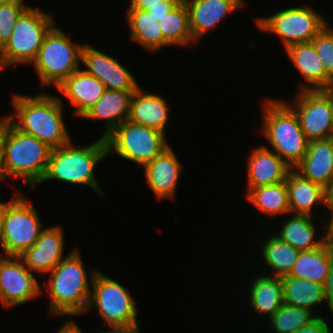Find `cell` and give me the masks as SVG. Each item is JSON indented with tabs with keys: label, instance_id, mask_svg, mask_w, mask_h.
<instances>
[{
	"label": "cell",
	"instance_id": "6da1fadb",
	"mask_svg": "<svg viewBox=\"0 0 333 333\" xmlns=\"http://www.w3.org/2000/svg\"><path fill=\"white\" fill-rule=\"evenodd\" d=\"M12 104L14 116L10 114L5 118L19 131L34 136L52 149L72 141L63 120L64 103L59 97L47 93L34 97L14 93Z\"/></svg>",
	"mask_w": 333,
	"mask_h": 333
},
{
	"label": "cell",
	"instance_id": "7a4b0ae2",
	"mask_svg": "<svg viewBox=\"0 0 333 333\" xmlns=\"http://www.w3.org/2000/svg\"><path fill=\"white\" fill-rule=\"evenodd\" d=\"M52 148L16 129L4 116L2 180L20 178L31 190L41 184Z\"/></svg>",
	"mask_w": 333,
	"mask_h": 333
},
{
	"label": "cell",
	"instance_id": "3957f363",
	"mask_svg": "<svg viewBox=\"0 0 333 333\" xmlns=\"http://www.w3.org/2000/svg\"><path fill=\"white\" fill-rule=\"evenodd\" d=\"M49 274L51 314L77 316L87 313L92 284L78 247L72 249Z\"/></svg>",
	"mask_w": 333,
	"mask_h": 333
},
{
	"label": "cell",
	"instance_id": "277c9868",
	"mask_svg": "<svg viewBox=\"0 0 333 333\" xmlns=\"http://www.w3.org/2000/svg\"><path fill=\"white\" fill-rule=\"evenodd\" d=\"M79 147L69 142L52 149L42 182L56 179L75 185H86L103 196L104 192L94 176V169L97 163L108 156L106 140L101 137L87 147Z\"/></svg>",
	"mask_w": 333,
	"mask_h": 333
},
{
	"label": "cell",
	"instance_id": "5b68a950",
	"mask_svg": "<svg viewBox=\"0 0 333 333\" xmlns=\"http://www.w3.org/2000/svg\"><path fill=\"white\" fill-rule=\"evenodd\" d=\"M263 105L260 130L272 151L294 168L304 158L309 145L297 115L280 99L269 98Z\"/></svg>",
	"mask_w": 333,
	"mask_h": 333
},
{
	"label": "cell",
	"instance_id": "8992f818",
	"mask_svg": "<svg viewBox=\"0 0 333 333\" xmlns=\"http://www.w3.org/2000/svg\"><path fill=\"white\" fill-rule=\"evenodd\" d=\"M84 45L70 40L60 28L54 25L45 35L42 46L32 62L39 75L40 84L57 88L73 72L81 67Z\"/></svg>",
	"mask_w": 333,
	"mask_h": 333
},
{
	"label": "cell",
	"instance_id": "52a82bcc",
	"mask_svg": "<svg viewBox=\"0 0 333 333\" xmlns=\"http://www.w3.org/2000/svg\"><path fill=\"white\" fill-rule=\"evenodd\" d=\"M54 25L52 14L29 6L18 18L9 41L0 50V69L18 63L32 65L45 35Z\"/></svg>",
	"mask_w": 333,
	"mask_h": 333
},
{
	"label": "cell",
	"instance_id": "ba28073f",
	"mask_svg": "<svg viewBox=\"0 0 333 333\" xmlns=\"http://www.w3.org/2000/svg\"><path fill=\"white\" fill-rule=\"evenodd\" d=\"M9 202H3V232L1 248L6 256H19L40 237L42 226L35 207L15 192Z\"/></svg>",
	"mask_w": 333,
	"mask_h": 333
},
{
	"label": "cell",
	"instance_id": "9c48e42d",
	"mask_svg": "<svg viewBox=\"0 0 333 333\" xmlns=\"http://www.w3.org/2000/svg\"><path fill=\"white\" fill-rule=\"evenodd\" d=\"M165 138V133L125 120L105 138L107 155L117 153L127 161L144 166L170 146Z\"/></svg>",
	"mask_w": 333,
	"mask_h": 333
},
{
	"label": "cell",
	"instance_id": "30bf717a",
	"mask_svg": "<svg viewBox=\"0 0 333 333\" xmlns=\"http://www.w3.org/2000/svg\"><path fill=\"white\" fill-rule=\"evenodd\" d=\"M90 279L92 291L87 311L94 306L107 326L138 324L135 300L125 287L97 270Z\"/></svg>",
	"mask_w": 333,
	"mask_h": 333
},
{
	"label": "cell",
	"instance_id": "8fae6325",
	"mask_svg": "<svg viewBox=\"0 0 333 333\" xmlns=\"http://www.w3.org/2000/svg\"><path fill=\"white\" fill-rule=\"evenodd\" d=\"M255 20L262 31L280 37L285 49L296 43L311 42L328 24L325 18L309 5L289 7L269 17Z\"/></svg>",
	"mask_w": 333,
	"mask_h": 333
},
{
	"label": "cell",
	"instance_id": "7c38bea8",
	"mask_svg": "<svg viewBox=\"0 0 333 333\" xmlns=\"http://www.w3.org/2000/svg\"><path fill=\"white\" fill-rule=\"evenodd\" d=\"M284 102L297 115L300 127L309 141L333 138L329 88L314 91L298 90L294 105Z\"/></svg>",
	"mask_w": 333,
	"mask_h": 333
},
{
	"label": "cell",
	"instance_id": "4fadbf2b",
	"mask_svg": "<svg viewBox=\"0 0 333 333\" xmlns=\"http://www.w3.org/2000/svg\"><path fill=\"white\" fill-rule=\"evenodd\" d=\"M37 278L18 256L0 258V300L6 307L17 306L39 297Z\"/></svg>",
	"mask_w": 333,
	"mask_h": 333
},
{
	"label": "cell",
	"instance_id": "5bb4252c",
	"mask_svg": "<svg viewBox=\"0 0 333 333\" xmlns=\"http://www.w3.org/2000/svg\"><path fill=\"white\" fill-rule=\"evenodd\" d=\"M81 62L86 73L96 77L109 90L136 91L140 86L135 77L113 56L88 44L82 48Z\"/></svg>",
	"mask_w": 333,
	"mask_h": 333
},
{
	"label": "cell",
	"instance_id": "9a60e30c",
	"mask_svg": "<svg viewBox=\"0 0 333 333\" xmlns=\"http://www.w3.org/2000/svg\"><path fill=\"white\" fill-rule=\"evenodd\" d=\"M64 236L60 225L42 230L35 244L18 257L30 271L50 273L64 258Z\"/></svg>",
	"mask_w": 333,
	"mask_h": 333
},
{
	"label": "cell",
	"instance_id": "2e32d148",
	"mask_svg": "<svg viewBox=\"0 0 333 333\" xmlns=\"http://www.w3.org/2000/svg\"><path fill=\"white\" fill-rule=\"evenodd\" d=\"M189 12L193 39L199 41L206 32L218 26L231 12L244 7L243 0H183Z\"/></svg>",
	"mask_w": 333,
	"mask_h": 333
},
{
	"label": "cell",
	"instance_id": "e0dca14e",
	"mask_svg": "<svg viewBox=\"0 0 333 333\" xmlns=\"http://www.w3.org/2000/svg\"><path fill=\"white\" fill-rule=\"evenodd\" d=\"M247 159L248 188L281 183L286 180L292 169L274 151L264 145L253 148Z\"/></svg>",
	"mask_w": 333,
	"mask_h": 333
},
{
	"label": "cell",
	"instance_id": "ac0fdd59",
	"mask_svg": "<svg viewBox=\"0 0 333 333\" xmlns=\"http://www.w3.org/2000/svg\"><path fill=\"white\" fill-rule=\"evenodd\" d=\"M294 67L307 84H301L299 91L323 90L330 87L332 78L326 73L311 42L296 43L285 49Z\"/></svg>",
	"mask_w": 333,
	"mask_h": 333
},
{
	"label": "cell",
	"instance_id": "d6986e66",
	"mask_svg": "<svg viewBox=\"0 0 333 333\" xmlns=\"http://www.w3.org/2000/svg\"><path fill=\"white\" fill-rule=\"evenodd\" d=\"M143 168L146 181L156 197L173 199L182 167L171 146Z\"/></svg>",
	"mask_w": 333,
	"mask_h": 333
},
{
	"label": "cell",
	"instance_id": "ffe728a7",
	"mask_svg": "<svg viewBox=\"0 0 333 333\" xmlns=\"http://www.w3.org/2000/svg\"><path fill=\"white\" fill-rule=\"evenodd\" d=\"M57 90L75 107L74 115L82 117L104 94L105 85L81 68L73 72Z\"/></svg>",
	"mask_w": 333,
	"mask_h": 333
},
{
	"label": "cell",
	"instance_id": "44dd1931",
	"mask_svg": "<svg viewBox=\"0 0 333 333\" xmlns=\"http://www.w3.org/2000/svg\"><path fill=\"white\" fill-rule=\"evenodd\" d=\"M294 169L324 188L333 179V138L310 140L304 158Z\"/></svg>",
	"mask_w": 333,
	"mask_h": 333
},
{
	"label": "cell",
	"instance_id": "7402d4cb",
	"mask_svg": "<svg viewBox=\"0 0 333 333\" xmlns=\"http://www.w3.org/2000/svg\"><path fill=\"white\" fill-rule=\"evenodd\" d=\"M134 92L106 89L98 102L82 117L87 120L104 119L106 127L102 138L105 139L125 120H128Z\"/></svg>",
	"mask_w": 333,
	"mask_h": 333
},
{
	"label": "cell",
	"instance_id": "603a6c76",
	"mask_svg": "<svg viewBox=\"0 0 333 333\" xmlns=\"http://www.w3.org/2000/svg\"><path fill=\"white\" fill-rule=\"evenodd\" d=\"M168 108L165 98L158 94L146 93L139 87L133 93L128 120L166 134Z\"/></svg>",
	"mask_w": 333,
	"mask_h": 333
},
{
	"label": "cell",
	"instance_id": "cb8c5ba5",
	"mask_svg": "<svg viewBox=\"0 0 333 333\" xmlns=\"http://www.w3.org/2000/svg\"><path fill=\"white\" fill-rule=\"evenodd\" d=\"M288 204L293 214L312 216L315 204H324V188L304 178L292 168L286 178Z\"/></svg>",
	"mask_w": 333,
	"mask_h": 333
},
{
	"label": "cell",
	"instance_id": "d4e9b609",
	"mask_svg": "<svg viewBox=\"0 0 333 333\" xmlns=\"http://www.w3.org/2000/svg\"><path fill=\"white\" fill-rule=\"evenodd\" d=\"M313 216L293 214L283 222L278 234L282 241L296 248L298 251H308L322 247L325 237L316 238V227Z\"/></svg>",
	"mask_w": 333,
	"mask_h": 333
},
{
	"label": "cell",
	"instance_id": "484cf974",
	"mask_svg": "<svg viewBox=\"0 0 333 333\" xmlns=\"http://www.w3.org/2000/svg\"><path fill=\"white\" fill-rule=\"evenodd\" d=\"M250 284L249 303L258 314L270 318L284 304L281 277L260 274Z\"/></svg>",
	"mask_w": 333,
	"mask_h": 333
},
{
	"label": "cell",
	"instance_id": "4316f807",
	"mask_svg": "<svg viewBox=\"0 0 333 333\" xmlns=\"http://www.w3.org/2000/svg\"><path fill=\"white\" fill-rule=\"evenodd\" d=\"M330 271V244L308 251H300L287 276L308 279L324 285Z\"/></svg>",
	"mask_w": 333,
	"mask_h": 333
},
{
	"label": "cell",
	"instance_id": "83f0119b",
	"mask_svg": "<svg viewBox=\"0 0 333 333\" xmlns=\"http://www.w3.org/2000/svg\"><path fill=\"white\" fill-rule=\"evenodd\" d=\"M126 14L130 37L134 42L154 52L164 48L160 23L147 10L128 9Z\"/></svg>",
	"mask_w": 333,
	"mask_h": 333
},
{
	"label": "cell",
	"instance_id": "f1b7e54d",
	"mask_svg": "<svg viewBox=\"0 0 333 333\" xmlns=\"http://www.w3.org/2000/svg\"><path fill=\"white\" fill-rule=\"evenodd\" d=\"M283 302L313 312V308L325 302L324 285L308 279L281 277Z\"/></svg>",
	"mask_w": 333,
	"mask_h": 333
},
{
	"label": "cell",
	"instance_id": "f546056e",
	"mask_svg": "<svg viewBox=\"0 0 333 333\" xmlns=\"http://www.w3.org/2000/svg\"><path fill=\"white\" fill-rule=\"evenodd\" d=\"M246 196L258 211L268 214V216H277L290 214L288 204V190L286 180L281 183L260 186L256 188H247Z\"/></svg>",
	"mask_w": 333,
	"mask_h": 333
},
{
	"label": "cell",
	"instance_id": "4dcf8cb0",
	"mask_svg": "<svg viewBox=\"0 0 333 333\" xmlns=\"http://www.w3.org/2000/svg\"><path fill=\"white\" fill-rule=\"evenodd\" d=\"M165 46H185L195 42L189 27V12L181 0L165 17L159 21Z\"/></svg>",
	"mask_w": 333,
	"mask_h": 333
},
{
	"label": "cell",
	"instance_id": "1f68e13d",
	"mask_svg": "<svg viewBox=\"0 0 333 333\" xmlns=\"http://www.w3.org/2000/svg\"><path fill=\"white\" fill-rule=\"evenodd\" d=\"M262 259L274 271L273 276L283 277L290 273L300 251L282 241L278 236H269L262 246Z\"/></svg>",
	"mask_w": 333,
	"mask_h": 333
},
{
	"label": "cell",
	"instance_id": "d6a6232c",
	"mask_svg": "<svg viewBox=\"0 0 333 333\" xmlns=\"http://www.w3.org/2000/svg\"><path fill=\"white\" fill-rule=\"evenodd\" d=\"M319 315L314 312L284 303L269 318V328L276 333H296L300 328L310 324Z\"/></svg>",
	"mask_w": 333,
	"mask_h": 333
},
{
	"label": "cell",
	"instance_id": "836d02e7",
	"mask_svg": "<svg viewBox=\"0 0 333 333\" xmlns=\"http://www.w3.org/2000/svg\"><path fill=\"white\" fill-rule=\"evenodd\" d=\"M28 7L24 0H13L0 5V50L9 41L18 18Z\"/></svg>",
	"mask_w": 333,
	"mask_h": 333
},
{
	"label": "cell",
	"instance_id": "e575fe53",
	"mask_svg": "<svg viewBox=\"0 0 333 333\" xmlns=\"http://www.w3.org/2000/svg\"><path fill=\"white\" fill-rule=\"evenodd\" d=\"M326 73L333 79V29L328 24L311 41Z\"/></svg>",
	"mask_w": 333,
	"mask_h": 333
},
{
	"label": "cell",
	"instance_id": "d590c367",
	"mask_svg": "<svg viewBox=\"0 0 333 333\" xmlns=\"http://www.w3.org/2000/svg\"><path fill=\"white\" fill-rule=\"evenodd\" d=\"M324 293L325 300L328 305L327 307L330 310V313L333 315V246L330 245V271L326 282L324 284Z\"/></svg>",
	"mask_w": 333,
	"mask_h": 333
},
{
	"label": "cell",
	"instance_id": "8d00e7d4",
	"mask_svg": "<svg viewBox=\"0 0 333 333\" xmlns=\"http://www.w3.org/2000/svg\"><path fill=\"white\" fill-rule=\"evenodd\" d=\"M181 0H163V5L150 7L147 11L157 21H161Z\"/></svg>",
	"mask_w": 333,
	"mask_h": 333
},
{
	"label": "cell",
	"instance_id": "74e56055",
	"mask_svg": "<svg viewBox=\"0 0 333 333\" xmlns=\"http://www.w3.org/2000/svg\"><path fill=\"white\" fill-rule=\"evenodd\" d=\"M296 333H331L325 318L318 316L310 324L303 326Z\"/></svg>",
	"mask_w": 333,
	"mask_h": 333
},
{
	"label": "cell",
	"instance_id": "f35d334b",
	"mask_svg": "<svg viewBox=\"0 0 333 333\" xmlns=\"http://www.w3.org/2000/svg\"><path fill=\"white\" fill-rule=\"evenodd\" d=\"M156 5H163V0H131L128 9L148 10Z\"/></svg>",
	"mask_w": 333,
	"mask_h": 333
},
{
	"label": "cell",
	"instance_id": "ab89813d",
	"mask_svg": "<svg viewBox=\"0 0 333 333\" xmlns=\"http://www.w3.org/2000/svg\"><path fill=\"white\" fill-rule=\"evenodd\" d=\"M110 331L106 332H99V333H139L140 329L138 327V324L135 325H126V326H108ZM81 333H84L81 330Z\"/></svg>",
	"mask_w": 333,
	"mask_h": 333
},
{
	"label": "cell",
	"instance_id": "60d3db41",
	"mask_svg": "<svg viewBox=\"0 0 333 333\" xmlns=\"http://www.w3.org/2000/svg\"><path fill=\"white\" fill-rule=\"evenodd\" d=\"M330 209V219H328L329 221L327 222V230L325 231V233L323 234V236L325 237V240L327 243H329L330 245L333 246V206H327Z\"/></svg>",
	"mask_w": 333,
	"mask_h": 333
},
{
	"label": "cell",
	"instance_id": "b9f144b4",
	"mask_svg": "<svg viewBox=\"0 0 333 333\" xmlns=\"http://www.w3.org/2000/svg\"><path fill=\"white\" fill-rule=\"evenodd\" d=\"M56 333H81V329L77 326L76 322L70 320L60 327V329H57Z\"/></svg>",
	"mask_w": 333,
	"mask_h": 333
},
{
	"label": "cell",
	"instance_id": "7bdbcfd3",
	"mask_svg": "<svg viewBox=\"0 0 333 333\" xmlns=\"http://www.w3.org/2000/svg\"><path fill=\"white\" fill-rule=\"evenodd\" d=\"M324 205L333 206V179L324 187Z\"/></svg>",
	"mask_w": 333,
	"mask_h": 333
},
{
	"label": "cell",
	"instance_id": "ee69618b",
	"mask_svg": "<svg viewBox=\"0 0 333 333\" xmlns=\"http://www.w3.org/2000/svg\"><path fill=\"white\" fill-rule=\"evenodd\" d=\"M3 142H4V117H2L0 121V180H2Z\"/></svg>",
	"mask_w": 333,
	"mask_h": 333
},
{
	"label": "cell",
	"instance_id": "f6af8a7d",
	"mask_svg": "<svg viewBox=\"0 0 333 333\" xmlns=\"http://www.w3.org/2000/svg\"><path fill=\"white\" fill-rule=\"evenodd\" d=\"M2 232H3V202H0V248L2 242Z\"/></svg>",
	"mask_w": 333,
	"mask_h": 333
},
{
	"label": "cell",
	"instance_id": "bcb514c9",
	"mask_svg": "<svg viewBox=\"0 0 333 333\" xmlns=\"http://www.w3.org/2000/svg\"><path fill=\"white\" fill-rule=\"evenodd\" d=\"M329 104L331 109V116L333 121V92L329 89Z\"/></svg>",
	"mask_w": 333,
	"mask_h": 333
},
{
	"label": "cell",
	"instance_id": "7dc6e473",
	"mask_svg": "<svg viewBox=\"0 0 333 333\" xmlns=\"http://www.w3.org/2000/svg\"><path fill=\"white\" fill-rule=\"evenodd\" d=\"M11 1H13V0H0V5L9 3Z\"/></svg>",
	"mask_w": 333,
	"mask_h": 333
},
{
	"label": "cell",
	"instance_id": "c3c4849f",
	"mask_svg": "<svg viewBox=\"0 0 333 333\" xmlns=\"http://www.w3.org/2000/svg\"><path fill=\"white\" fill-rule=\"evenodd\" d=\"M329 89L333 92V79H332V82H331V85H330Z\"/></svg>",
	"mask_w": 333,
	"mask_h": 333
}]
</instances>
